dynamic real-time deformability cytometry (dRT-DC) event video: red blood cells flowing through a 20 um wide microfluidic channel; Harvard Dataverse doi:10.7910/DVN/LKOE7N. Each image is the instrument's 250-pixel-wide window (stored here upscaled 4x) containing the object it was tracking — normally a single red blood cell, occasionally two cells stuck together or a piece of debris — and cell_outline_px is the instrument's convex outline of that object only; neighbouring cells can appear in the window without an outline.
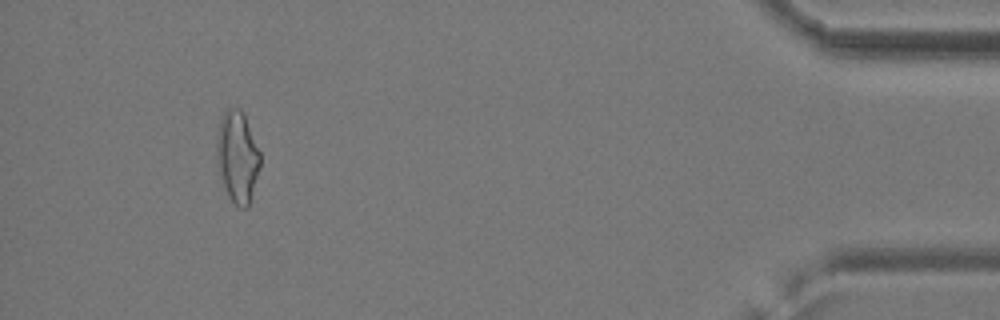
{"species": "common noctule bat (a hibernating species)", "species_latin": "Nyctalus noctula", "temperature_condition": "cold", "stored_images_in_passage": 35, "camera_frame_rate_fps": 3000, "um_per_image_px": 0.085, "animal": {"sex": "female", "body_mass_g": 24.6, "forearm_length_mm": 56.2}, "frame": {"image": 1, "passage_image": 32, "time_ms": 10.333, "image_size_px": [1000, 320], "cell_outline_px": [[260, 168], [248, 208], [240, 208], [228, 196], [216, 160], [216, 136], [220, 120], [224, 112], [228, 108], [240, 108], [244, 116], [260, 152]], "centroid_in_image_um": [20.17, 13.33], "position_along_channel_um": 415.0, "area_um2": 22.95}}